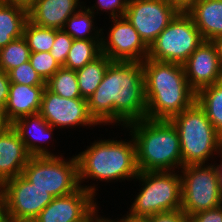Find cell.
<instances>
[{"label":"cell","instance_id":"7c38bea8","mask_svg":"<svg viewBox=\"0 0 222 222\" xmlns=\"http://www.w3.org/2000/svg\"><path fill=\"white\" fill-rule=\"evenodd\" d=\"M94 187L82 186L71 194L53 198L33 222H94L98 217Z\"/></svg>","mask_w":222,"mask_h":222},{"label":"cell","instance_id":"f1b7e54d","mask_svg":"<svg viewBox=\"0 0 222 222\" xmlns=\"http://www.w3.org/2000/svg\"><path fill=\"white\" fill-rule=\"evenodd\" d=\"M31 66L46 82L62 66L54 59L50 52H31L29 57Z\"/></svg>","mask_w":222,"mask_h":222},{"label":"cell","instance_id":"d4e9b609","mask_svg":"<svg viewBox=\"0 0 222 222\" xmlns=\"http://www.w3.org/2000/svg\"><path fill=\"white\" fill-rule=\"evenodd\" d=\"M94 6L83 8V6L78 9V11L71 15L67 21L65 22V25L63 27V30L69 34L73 39H83V40H89V39H102V36L100 35L102 29H99L94 31V36L91 34L93 32L92 30L95 29L93 26L94 23ZM84 11H83V10ZM92 9V10H91ZM97 32V33H96ZM101 36V37H100Z\"/></svg>","mask_w":222,"mask_h":222},{"label":"cell","instance_id":"7a4b0ae2","mask_svg":"<svg viewBox=\"0 0 222 222\" xmlns=\"http://www.w3.org/2000/svg\"><path fill=\"white\" fill-rule=\"evenodd\" d=\"M142 66L146 119L170 120L196 101L183 65L146 58Z\"/></svg>","mask_w":222,"mask_h":222},{"label":"cell","instance_id":"ffe728a7","mask_svg":"<svg viewBox=\"0 0 222 222\" xmlns=\"http://www.w3.org/2000/svg\"><path fill=\"white\" fill-rule=\"evenodd\" d=\"M186 12L204 41H213L222 35V0H196Z\"/></svg>","mask_w":222,"mask_h":222},{"label":"cell","instance_id":"9a60e30c","mask_svg":"<svg viewBox=\"0 0 222 222\" xmlns=\"http://www.w3.org/2000/svg\"><path fill=\"white\" fill-rule=\"evenodd\" d=\"M190 87L197 93L201 88L222 80V65L215 44L203 41L183 64Z\"/></svg>","mask_w":222,"mask_h":222},{"label":"cell","instance_id":"603a6c76","mask_svg":"<svg viewBox=\"0 0 222 222\" xmlns=\"http://www.w3.org/2000/svg\"><path fill=\"white\" fill-rule=\"evenodd\" d=\"M196 101L205 110L207 118L222 136V80L201 88L196 93Z\"/></svg>","mask_w":222,"mask_h":222},{"label":"cell","instance_id":"836d02e7","mask_svg":"<svg viewBox=\"0 0 222 222\" xmlns=\"http://www.w3.org/2000/svg\"><path fill=\"white\" fill-rule=\"evenodd\" d=\"M189 222H222V205L192 215Z\"/></svg>","mask_w":222,"mask_h":222},{"label":"cell","instance_id":"b9f144b4","mask_svg":"<svg viewBox=\"0 0 222 222\" xmlns=\"http://www.w3.org/2000/svg\"><path fill=\"white\" fill-rule=\"evenodd\" d=\"M116 222H144V221L143 220H130L124 217L123 219H120V221L117 220Z\"/></svg>","mask_w":222,"mask_h":222},{"label":"cell","instance_id":"484cf974","mask_svg":"<svg viewBox=\"0 0 222 222\" xmlns=\"http://www.w3.org/2000/svg\"><path fill=\"white\" fill-rule=\"evenodd\" d=\"M46 87L64 98H82L76 72L63 66L46 81Z\"/></svg>","mask_w":222,"mask_h":222},{"label":"cell","instance_id":"44dd1931","mask_svg":"<svg viewBox=\"0 0 222 222\" xmlns=\"http://www.w3.org/2000/svg\"><path fill=\"white\" fill-rule=\"evenodd\" d=\"M28 20L27 8L0 2V49L23 36Z\"/></svg>","mask_w":222,"mask_h":222},{"label":"cell","instance_id":"e0dca14e","mask_svg":"<svg viewBox=\"0 0 222 222\" xmlns=\"http://www.w3.org/2000/svg\"><path fill=\"white\" fill-rule=\"evenodd\" d=\"M79 3V0H34L28 8V19L40 27L63 29L67 19L78 11L75 9L81 7Z\"/></svg>","mask_w":222,"mask_h":222},{"label":"cell","instance_id":"f546056e","mask_svg":"<svg viewBox=\"0 0 222 222\" xmlns=\"http://www.w3.org/2000/svg\"><path fill=\"white\" fill-rule=\"evenodd\" d=\"M8 75L11 83L25 84L27 86L46 85V82L31 66L29 61L13 68Z\"/></svg>","mask_w":222,"mask_h":222},{"label":"cell","instance_id":"ac0fdd59","mask_svg":"<svg viewBox=\"0 0 222 222\" xmlns=\"http://www.w3.org/2000/svg\"><path fill=\"white\" fill-rule=\"evenodd\" d=\"M45 87L46 85L10 84L8 100L4 107L10 125L22 117L39 113Z\"/></svg>","mask_w":222,"mask_h":222},{"label":"cell","instance_id":"5bb4252c","mask_svg":"<svg viewBox=\"0 0 222 222\" xmlns=\"http://www.w3.org/2000/svg\"><path fill=\"white\" fill-rule=\"evenodd\" d=\"M39 114L55 127L96 126L89 115L87 100L84 98H64L45 87Z\"/></svg>","mask_w":222,"mask_h":222},{"label":"cell","instance_id":"52a82bcc","mask_svg":"<svg viewBox=\"0 0 222 222\" xmlns=\"http://www.w3.org/2000/svg\"><path fill=\"white\" fill-rule=\"evenodd\" d=\"M65 161L61 156L30 157L22 175L54 198L71 194L80 188L76 156Z\"/></svg>","mask_w":222,"mask_h":222},{"label":"cell","instance_id":"30bf717a","mask_svg":"<svg viewBox=\"0 0 222 222\" xmlns=\"http://www.w3.org/2000/svg\"><path fill=\"white\" fill-rule=\"evenodd\" d=\"M3 189L7 222H33L54 198L48 191L29 182L22 174L6 180Z\"/></svg>","mask_w":222,"mask_h":222},{"label":"cell","instance_id":"8fae6325","mask_svg":"<svg viewBox=\"0 0 222 222\" xmlns=\"http://www.w3.org/2000/svg\"><path fill=\"white\" fill-rule=\"evenodd\" d=\"M179 12L166 0H128L124 16L150 47Z\"/></svg>","mask_w":222,"mask_h":222},{"label":"cell","instance_id":"4dcf8cb0","mask_svg":"<svg viewBox=\"0 0 222 222\" xmlns=\"http://www.w3.org/2000/svg\"><path fill=\"white\" fill-rule=\"evenodd\" d=\"M72 42L73 38L63 29H55V41L52 44L50 53L61 66L65 65Z\"/></svg>","mask_w":222,"mask_h":222},{"label":"cell","instance_id":"ee69618b","mask_svg":"<svg viewBox=\"0 0 222 222\" xmlns=\"http://www.w3.org/2000/svg\"><path fill=\"white\" fill-rule=\"evenodd\" d=\"M94 222H100V217L98 216Z\"/></svg>","mask_w":222,"mask_h":222},{"label":"cell","instance_id":"2e32d148","mask_svg":"<svg viewBox=\"0 0 222 222\" xmlns=\"http://www.w3.org/2000/svg\"><path fill=\"white\" fill-rule=\"evenodd\" d=\"M30 157L12 125L0 130V183L22 174Z\"/></svg>","mask_w":222,"mask_h":222},{"label":"cell","instance_id":"f35d334b","mask_svg":"<svg viewBox=\"0 0 222 222\" xmlns=\"http://www.w3.org/2000/svg\"><path fill=\"white\" fill-rule=\"evenodd\" d=\"M9 126H10V123L6 119L4 107L2 105H0V130L7 128Z\"/></svg>","mask_w":222,"mask_h":222},{"label":"cell","instance_id":"3957f363","mask_svg":"<svg viewBox=\"0 0 222 222\" xmlns=\"http://www.w3.org/2000/svg\"><path fill=\"white\" fill-rule=\"evenodd\" d=\"M125 128L131 130L135 142L139 172L174 171L182 167L179 135L170 120H136Z\"/></svg>","mask_w":222,"mask_h":222},{"label":"cell","instance_id":"7bdbcfd3","mask_svg":"<svg viewBox=\"0 0 222 222\" xmlns=\"http://www.w3.org/2000/svg\"><path fill=\"white\" fill-rule=\"evenodd\" d=\"M111 219H106V218H100V222H116V221H114L113 219L110 221Z\"/></svg>","mask_w":222,"mask_h":222},{"label":"cell","instance_id":"e575fe53","mask_svg":"<svg viewBox=\"0 0 222 222\" xmlns=\"http://www.w3.org/2000/svg\"><path fill=\"white\" fill-rule=\"evenodd\" d=\"M10 84L8 73L0 69V105L3 107H5L8 100Z\"/></svg>","mask_w":222,"mask_h":222},{"label":"cell","instance_id":"83f0119b","mask_svg":"<svg viewBox=\"0 0 222 222\" xmlns=\"http://www.w3.org/2000/svg\"><path fill=\"white\" fill-rule=\"evenodd\" d=\"M23 37L27 41L30 52H50L55 41V29L37 26L28 20Z\"/></svg>","mask_w":222,"mask_h":222},{"label":"cell","instance_id":"74e56055","mask_svg":"<svg viewBox=\"0 0 222 222\" xmlns=\"http://www.w3.org/2000/svg\"><path fill=\"white\" fill-rule=\"evenodd\" d=\"M5 205H4V189L0 183V222H5Z\"/></svg>","mask_w":222,"mask_h":222},{"label":"cell","instance_id":"8d00e7d4","mask_svg":"<svg viewBox=\"0 0 222 222\" xmlns=\"http://www.w3.org/2000/svg\"><path fill=\"white\" fill-rule=\"evenodd\" d=\"M0 2L5 4H16L28 9L33 4L34 0H0Z\"/></svg>","mask_w":222,"mask_h":222},{"label":"cell","instance_id":"cb8c5ba5","mask_svg":"<svg viewBox=\"0 0 222 222\" xmlns=\"http://www.w3.org/2000/svg\"><path fill=\"white\" fill-rule=\"evenodd\" d=\"M101 54V39H73L63 67L77 71Z\"/></svg>","mask_w":222,"mask_h":222},{"label":"cell","instance_id":"ab89813d","mask_svg":"<svg viewBox=\"0 0 222 222\" xmlns=\"http://www.w3.org/2000/svg\"><path fill=\"white\" fill-rule=\"evenodd\" d=\"M212 42L216 46L217 53H218V56L220 58V62H221V65H222V35L215 38Z\"/></svg>","mask_w":222,"mask_h":222},{"label":"cell","instance_id":"8992f818","mask_svg":"<svg viewBox=\"0 0 222 222\" xmlns=\"http://www.w3.org/2000/svg\"><path fill=\"white\" fill-rule=\"evenodd\" d=\"M135 179L143 187L125 218L144 220L164 211L181 209V175L174 171H144Z\"/></svg>","mask_w":222,"mask_h":222},{"label":"cell","instance_id":"d6a6232c","mask_svg":"<svg viewBox=\"0 0 222 222\" xmlns=\"http://www.w3.org/2000/svg\"><path fill=\"white\" fill-rule=\"evenodd\" d=\"M144 222H189V217L181 210L175 209L151 215Z\"/></svg>","mask_w":222,"mask_h":222},{"label":"cell","instance_id":"ba28073f","mask_svg":"<svg viewBox=\"0 0 222 222\" xmlns=\"http://www.w3.org/2000/svg\"><path fill=\"white\" fill-rule=\"evenodd\" d=\"M203 41L192 17L180 11L150 45L148 58L183 65Z\"/></svg>","mask_w":222,"mask_h":222},{"label":"cell","instance_id":"5b68a950","mask_svg":"<svg viewBox=\"0 0 222 222\" xmlns=\"http://www.w3.org/2000/svg\"><path fill=\"white\" fill-rule=\"evenodd\" d=\"M170 121L179 135L182 167L205 164L213 152L219 153L221 150L222 136L197 101Z\"/></svg>","mask_w":222,"mask_h":222},{"label":"cell","instance_id":"d6986e66","mask_svg":"<svg viewBox=\"0 0 222 222\" xmlns=\"http://www.w3.org/2000/svg\"><path fill=\"white\" fill-rule=\"evenodd\" d=\"M11 125L18 132L31 157L56 156L50 153L47 148L37 145V143L45 142L48 138H52L51 134L55 129L39 113L22 117Z\"/></svg>","mask_w":222,"mask_h":222},{"label":"cell","instance_id":"1f68e13d","mask_svg":"<svg viewBox=\"0 0 222 222\" xmlns=\"http://www.w3.org/2000/svg\"><path fill=\"white\" fill-rule=\"evenodd\" d=\"M97 6L95 8L101 11H110L111 18L122 17L125 15L128 0H97ZM119 14V15H118Z\"/></svg>","mask_w":222,"mask_h":222},{"label":"cell","instance_id":"277c9868","mask_svg":"<svg viewBox=\"0 0 222 222\" xmlns=\"http://www.w3.org/2000/svg\"><path fill=\"white\" fill-rule=\"evenodd\" d=\"M78 160L79 184L83 179L100 181L134 179L139 174L136 147L133 138L128 142L99 140L85 151L76 155Z\"/></svg>","mask_w":222,"mask_h":222},{"label":"cell","instance_id":"d590c367","mask_svg":"<svg viewBox=\"0 0 222 222\" xmlns=\"http://www.w3.org/2000/svg\"><path fill=\"white\" fill-rule=\"evenodd\" d=\"M180 11H186L196 0H166Z\"/></svg>","mask_w":222,"mask_h":222},{"label":"cell","instance_id":"4316f807","mask_svg":"<svg viewBox=\"0 0 222 222\" xmlns=\"http://www.w3.org/2000/svg\"><path fill=\"white\" fill-rule=\"evenodd\" d=\"M30 49L22 36L0 49V69L9 73L13 68L29 61Z\"/></svg>","mask_w":222,"mask_h":222},{"label":"cell","instance_id":"6da1fadb","mask_svg":"<svg viewBox=\"0 0 222 222\" xmlns=\"http://www.w3.org/2000/svg\"><path fill=\"white\" fill-rule=\"evenodd\" d=\"M87 104L89 115L98 125L122 122L125 127L133 121L146 119L142 63L112 61Z\"/></svg>","mask_w":222,"mask_h":222},{"label":"cell","instance_id":"7402d4cb","mask_svg":"<svg viewBox=\"0 0 222 222\" xmlns=\"http://www.w3.org/2000/svg\"><path fill=\"white\" fill-rule=\"evenodd\" d=\"M111 62L112 60L108 56L101 54L92 62L75 71L82 98L87 100L94 93Z\"/></svg>","mask_w":222,"mask_h":222},{"label":"cell","instance_id":"9c48e42d","mask_svg":"<svg viewBox=\"0 0 222 222\" xmlns=\"http://www.w3.org/2000/svg\"><path fill=\"white\" fill-rule=\"evenodd\" d=\"M181 168V210L189 218L222 205L219 178L214 164L186 165Z\"/></svg>","mask_w":222,"mask_h":222},{"label":"cell","instance_id":"60d3db41","mask_svg":"<svg viewBox=\"0 0 222 222\" xmlns=\"http://www.w3.org/2000/svg\"><path fill=\"white\" fill-rule=\"evenodd\" d=\"M220 151H219V153L221 154L220 157H222V148ZM215 168L217 170V174H218V178H219V187H220V192L222 195V163H220V165H217V166L215 165Z\"/></svg>","mask_w":222,"mask_h":222},{"label":"cell","instance_id":"4fadbf2b","mask_svg":"<svg viewBox=\"0 0 222 222\" xmlns=\"http://www.w3.org/2000/svg\"><path fill=\"white\" fill-rule=\"evenodd\" d=\"M108 40L101 39V52L112 61L143 62L148 58L149 47L125 16L112 18ZM107 41V42H106Z\"/></svg>","mask_w":222,"mask_h":222}]
</instances>
